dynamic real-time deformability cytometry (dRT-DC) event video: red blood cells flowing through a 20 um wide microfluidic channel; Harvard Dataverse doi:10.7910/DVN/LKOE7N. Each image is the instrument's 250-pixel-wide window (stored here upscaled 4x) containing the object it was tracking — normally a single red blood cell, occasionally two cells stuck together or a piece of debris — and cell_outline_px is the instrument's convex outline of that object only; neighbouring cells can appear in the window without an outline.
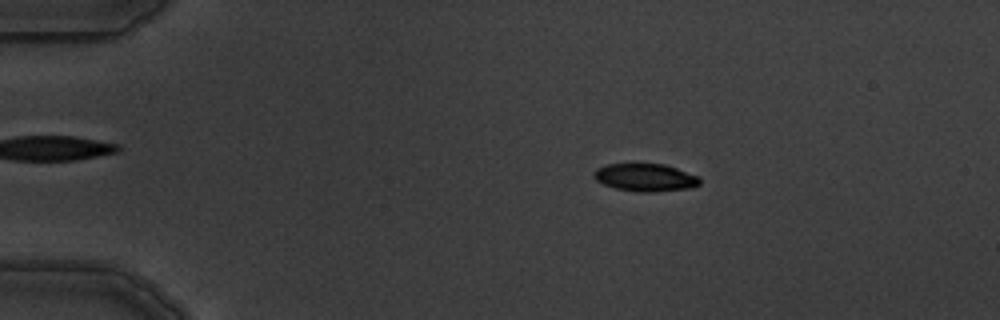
{"species": "common noctule bat (a hibernating species)", "species_latin": "Nyctalus noctula", "temperature_condition": "warm", "stored_images_in_passage": 6, "camera_frame_rate_fps": 3000, "um_per_image_px": 0.085, "animal": {"sex": "male", "body_mass_g": 19.5, "forearm_length_mm": 54.6}, "frame": {"image": 1, "passage_image": 3, "time_ms": 2.333, "image_size_px": [1000, 320], "cell_outline_px": [[700, 184], [688, 188], [652, 192], [636, 192], [616, 188], [604, 184], [596, 180], [592, 176], [592, 172], [596, 168], [604, 164], [664, 164], [700, 176]], "centroid_in_image_um": [54.82, 15.08], "position_along_channel_um": 30.2, "area_um2": 17.17}}
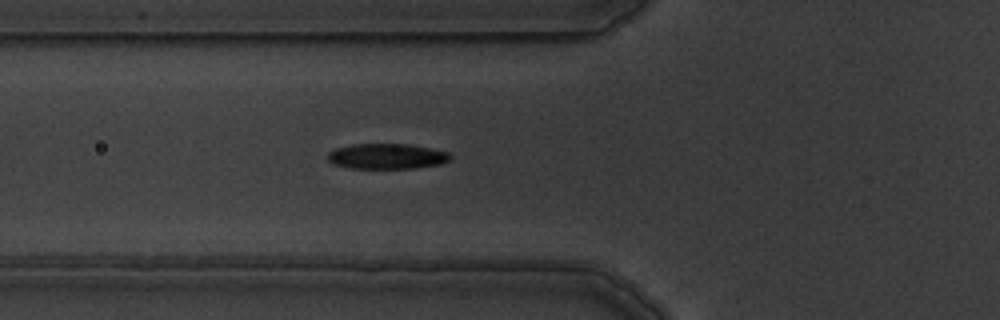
{"frame": {"image": 2, "passage_image": 6, "time_ms": 5.667, "image_size_px": [1000, 320], "cell_outline_px": [[452, 156], [448, 160], [440, 164], [412, 168], [352, 168], [332, 164], [328, 160], [328, 152], [336, 148], [352, 144], [408, 144], [448, 152]], "centroid_in_image_um": [32.84, 13.28], "position_along_channel_um": 93.0, "area_um2": 17.98}}